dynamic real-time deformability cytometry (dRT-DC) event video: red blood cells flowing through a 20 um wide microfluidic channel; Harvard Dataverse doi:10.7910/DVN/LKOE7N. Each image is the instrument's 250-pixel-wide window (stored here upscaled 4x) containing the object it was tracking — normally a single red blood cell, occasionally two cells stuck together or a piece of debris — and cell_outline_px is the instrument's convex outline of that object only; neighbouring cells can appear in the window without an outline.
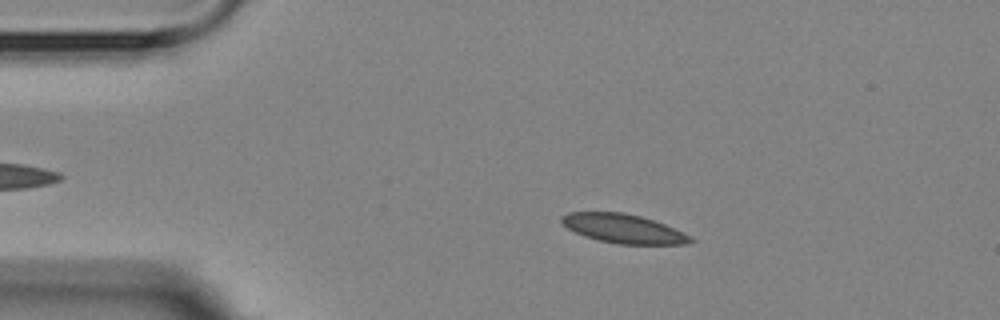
{"species": "Egyptian fruit bat (a non-hibernating species)", "species_latin": "Rousettus aegyptiacus", "temperature_condition": "room temperature", "stored_images_in_passage": 7, "camera_frame_rate_fps": 3000, "um_per_image_px": 0.085, "animal": {"sex": "female"}, "frame": {"image": 1, "passage_image": 2, "time_ms": 1.333, "image_size_px": [1000, 320], "cell_outline_px": [[696, 240], [684, 244], [616, 244], [596, 240], [584, 236], [568, 228], [560, 220], [560, 216], [568, 212], [624, 212], [640, 216], [664, 224], [684, 232]], "centroid_in_image_um": [52.97, 19.43], "position_along_channel_um": 32.0, "area_um2": 21.79}}
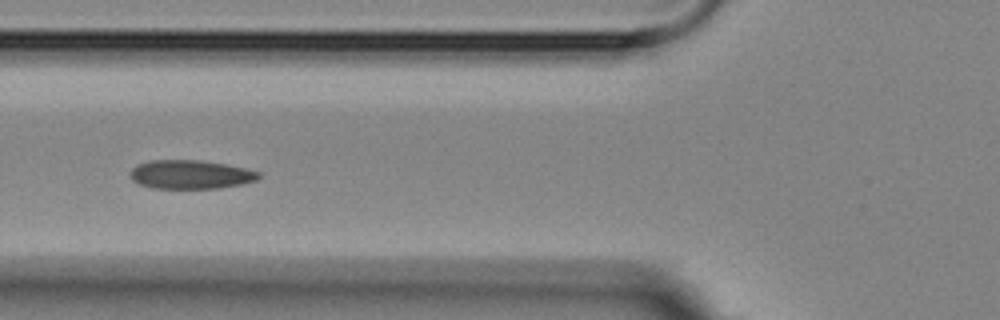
{"frame": {"image": 2, "passage_image": 5, "time_ms": 4.667, "image_size_px": [1000, 320], "cell_outline_px": [[260, 176], [256, 180], [244, 184], [216, 188], [152, 188], [140, 184], [132, 180], [128, 176], [128, 172], [136, 164], [148, 160], [200, 160], [228, 164], [248, 168], [260, 172]], "centroid_in_image_um": [16.18, 14.82], "position_along_channel_um": 109.6, "area_um2": 21.91}}
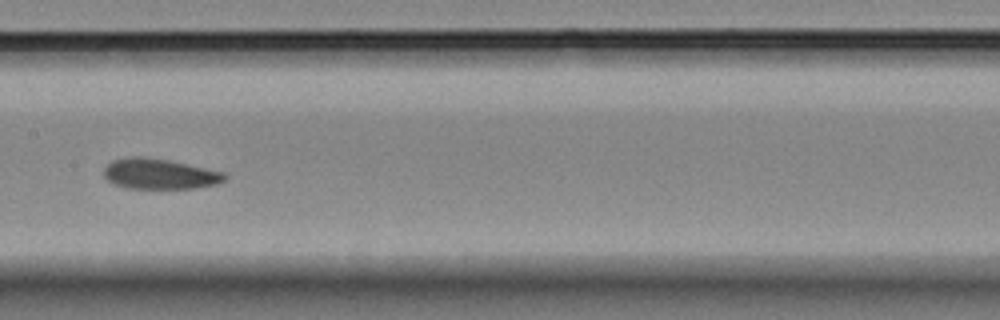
{"frame": {"image": 3, "passage_image": 7, "time_ms": 7.0, "image_size_px": [1000, 320], "cell_outline_px": [[228, 180], [216, 184], [196, 188], [124, 188], [108, 180], [104, 176], [104, 168], [112, 160], [128, 156], [148, 156], [188, 164], [224, 172], [228, 176]], "centroid_in_image_um": [13.58, 14.77], "position_along_channel_um": 193.8, "area_um2": 21.62}}